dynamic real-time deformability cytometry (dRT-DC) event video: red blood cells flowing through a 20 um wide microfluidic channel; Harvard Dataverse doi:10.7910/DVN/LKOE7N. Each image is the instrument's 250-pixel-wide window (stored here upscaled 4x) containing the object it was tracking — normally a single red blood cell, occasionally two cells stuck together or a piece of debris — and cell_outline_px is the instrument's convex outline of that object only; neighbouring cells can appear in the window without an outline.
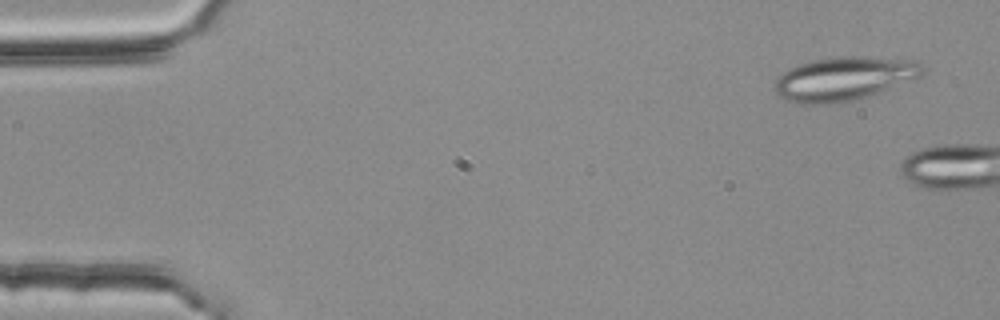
{"species": "common noctule bat (a hibernating species)", "species_latin": "Nyctalus noctula", "temperature_condition": "room temperature", "stored_images_in_passage": 5, "camera_frame_rate_fps": 3000, "um_per_image_px": 0.085, "animal": {"sex": "female", "body_mass_g": 25.1}, "frame": {"image": 1, "passage_image": 3, "time_ms": 0.667, "image_size_px": [1000, 320], "cell_outline_px": [[928, 68], [920, 76], [868, 96], [852, 100], [828, 104], [792, 104], [784, 100], [772, 88], [776, 80], [788, 68], [812, 60], [836, 56], [856, 56], [920, 60]], "centroid_in_image_um": [71.73, 6.68], "position_along_channel_um": 13.3, "area_um2": 37.97}}